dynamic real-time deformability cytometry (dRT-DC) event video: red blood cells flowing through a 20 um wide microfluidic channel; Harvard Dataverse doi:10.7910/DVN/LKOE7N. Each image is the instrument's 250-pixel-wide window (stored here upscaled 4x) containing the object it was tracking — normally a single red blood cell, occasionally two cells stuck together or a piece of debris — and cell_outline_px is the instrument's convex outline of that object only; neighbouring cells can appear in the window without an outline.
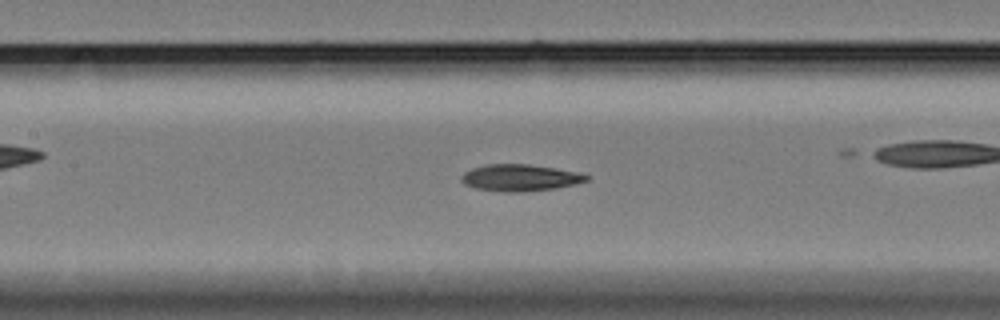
{"species": "Egyptian fruit bat (a non-hibernating species)", "species_latin": "Rousettus aegyptiacus", "temperature_condition": "cold", "stored_images_in_passage": 24, "camera_frame_rate_fps": 3000, "um_per_image_px": 0.085, "animal": {"sex": "female"}, "frame": {"image": 1, "passage_image": 7, "time_ms": 2.0, "image_size_px": [1000, 320], "cell_outline_px": [[588, 180], [576, 184], [556, 188], [524, 192], [504, 192], [476, 188], [464, 184], [460, 180], [460, 176], [464, 172], [472, 168], [488, 164], [528, 164], [580, 172], [588, 176]], "centroid_in_image_um": [44.19, 15.11], "position_along_channel_um": 163.2, "area_um2": 19.54}}
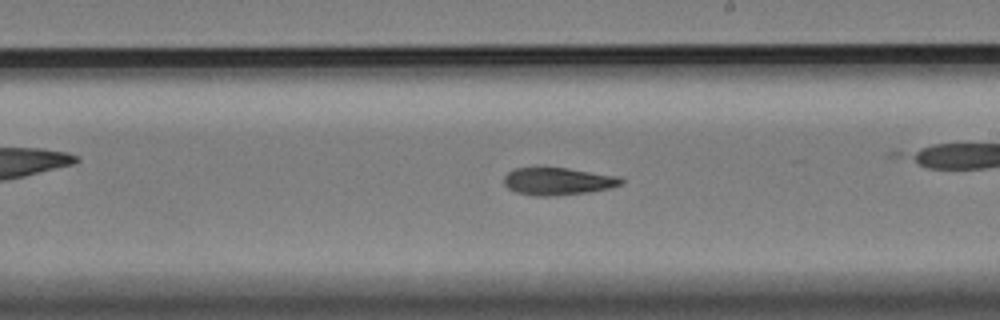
{"frame": {"image": 2, "passage_image": 14, "time_ms": 4.333, "image_size_px": [1000, 320], "cell_outline_px": [[624, 180], [620, 184], [612, 188], [588, 192], [556, 196], [536, 196], [516, 192], [508, 188], [504, 184], [504, 176], [512, 168], [568, 168], [620, 176]], "centroid_in_image_um": [47.43, 15.41], "position_along_channel_um": 241.6, "area_um2": 18.84}}
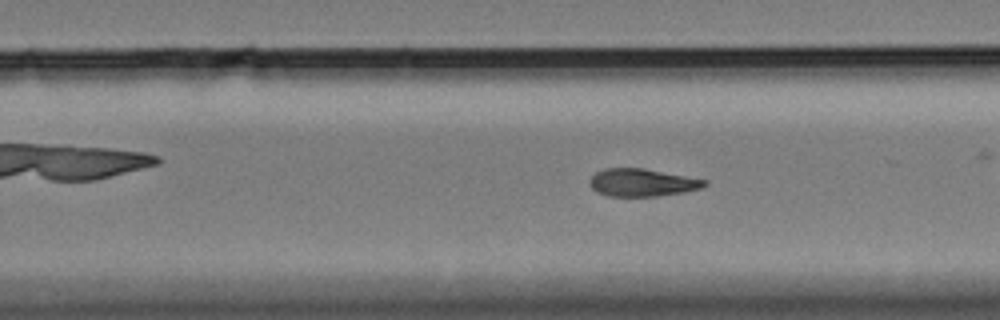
{"frame": {"image": 3, "passage_image": 17, "time_ms": 5.333, "image_size_px": [1000, 320], "cell_outline_px": [[708, 184], [704, 188], [684, 192], [656, 196], [608, 196], [596, 192], [588, 184], [588, 180], [596, 172], [604, 168], [644, 168], [708, 180]], "centroid_in_image_um": [54.58, 15.51], "position_along_channel_um": 275.2, "area_um2": 18.73}}